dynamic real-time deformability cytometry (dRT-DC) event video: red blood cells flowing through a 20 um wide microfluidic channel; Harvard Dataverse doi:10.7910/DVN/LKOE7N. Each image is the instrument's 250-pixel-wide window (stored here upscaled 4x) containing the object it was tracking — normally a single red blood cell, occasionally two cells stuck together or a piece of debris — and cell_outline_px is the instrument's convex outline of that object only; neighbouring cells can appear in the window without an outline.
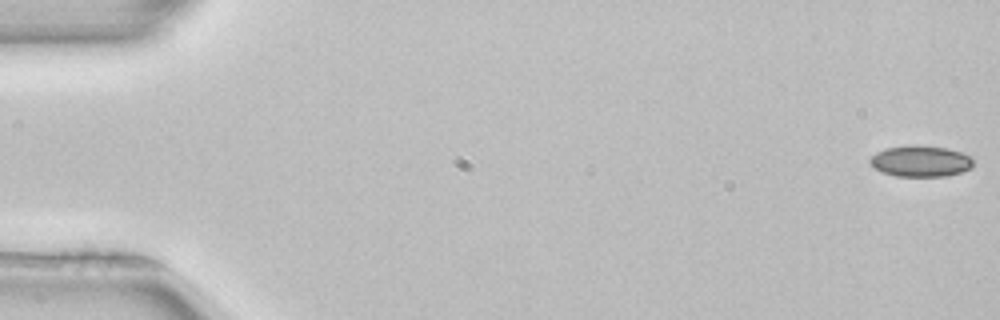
{"species": "common noctule bat (a hibernating species)", "species_latin": "Nyctalus noctula", "temperature_condition": "room temperature", "stored_images_in_passage": 53, "camera_frame_rate_fps": 3000, "um_per_image_px": 0.085, "animal": {"sex": "female", "body_mass_g": 22.7, "forearm_length_mm": 54.2}, "frame": {"image": 1, "passage_image": 1, "time_ms": 0.0, "image_size_px": [1000, 320], "cell_outline_px": [[976, 160], [972, 168], [960, 172], [944, 176], [896, 176], [884, 172], [876, 168], [868, 160], [876, 152], [888, 148], [908, 144], [916, 144], [948, 148], [960, 152]], "centroid_in_image_um": [78.29, 13.68], "position_along_channel_um": 6.7, "area_um2": 18.79}}
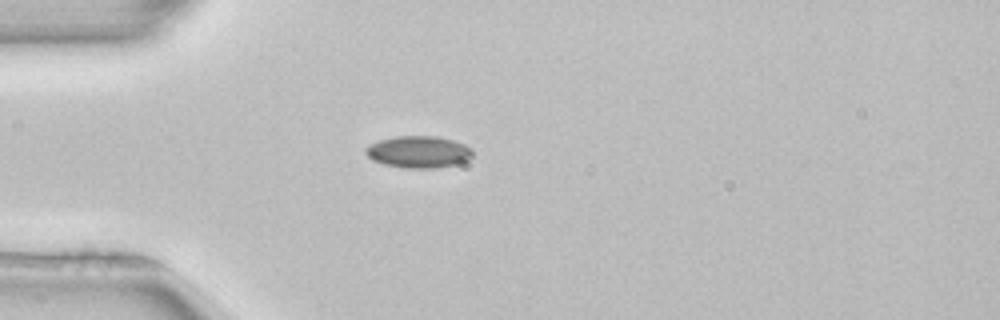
{"frame": {"image": 2, "passage_image": 15, "time_ms": 4.667, "image_size_px": [1000, 320], "cell_outline_px": [[472, 156], [468, 160], [452, 164], [432, 168], [408, 168], [384, 164], [372, 160], [364, 152], [364, 148], [368, 144], [380, 140], [396, 136], [436, 136], [452, 140], [464, 144], [472, 148]], "centroid_in_image_um": [35.54, 12.9], "position_along_channel_um": 49.5, "area_um2": 19.77}, "authors_computed_cell_mechanics": {"area_um2": 18.496, "velocity_mm_per_s": 3.9565, "shape_relaxation_time_tau1_ms": 9.313, "shape_relaxation_time_tau2_ms": null, "deformation_change_tau1": 0.1026, "deformation_change_tau2": null}}